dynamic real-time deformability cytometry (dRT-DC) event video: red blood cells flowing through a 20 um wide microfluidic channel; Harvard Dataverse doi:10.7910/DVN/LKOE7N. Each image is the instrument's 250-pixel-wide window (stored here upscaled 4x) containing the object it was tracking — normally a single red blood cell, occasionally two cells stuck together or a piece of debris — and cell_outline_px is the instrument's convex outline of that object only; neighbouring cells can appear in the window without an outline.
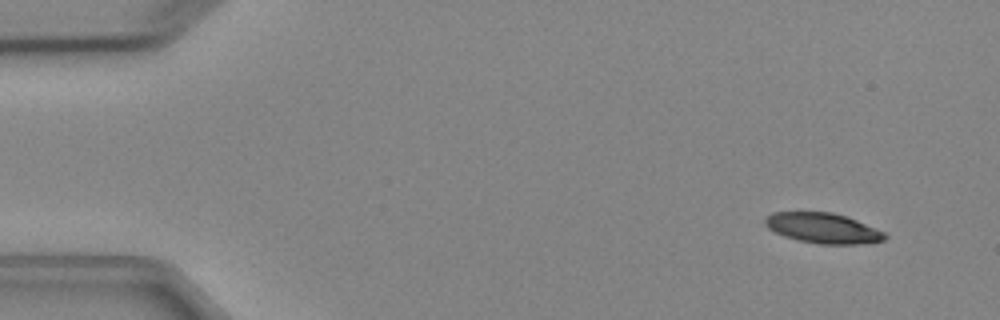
{"species": "Egyptian fruit bat (a non-hibernating species)", "species_latin": "Rousettus aegyptiacus", "temperature_condition": "cold", "stored_images_in_passage": 4, "camera_frame_rate_fps": 3000, "um_per_image_px": 0.085, "animal": {"sex": "female"}, "frame": {"image": 1, "passage_image": 1, "time_ms": 0.0, "image_size_px": [1000, 320], "cell_outline_px": [[888, 236], [884, 240], [860, 244], [820, 244], [800, 240], [784, 236], [768, 228], [764, 224], [764, 220], [772, 212], [832, 212], [856, 220], [884, 232]], "centroid_in_image_um": [69.94, 19.39], "position_along_channel_um": 15.1, "area_um2": 20.87}}
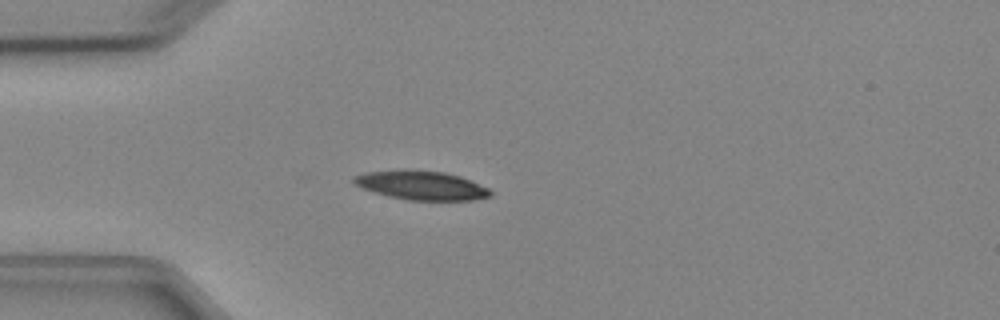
{"frame": {"image": 2, "passage_image": 4, "time_ms": 3.333, "image_size_px": [1000, 320], "cell_outline_px": [[492, 196], [472, 200], [408, 200], [388, 196], [364, 188], [356, 184], [352, 180], [352, 176], [364, 172], [404, 168], [444, 172], [460, 176], [488, 188], [492, 192]], "centroid_in_image_um": [35.79, 15.73], "position_along_channel_um": 49.2, "area_um2": 23.24}}